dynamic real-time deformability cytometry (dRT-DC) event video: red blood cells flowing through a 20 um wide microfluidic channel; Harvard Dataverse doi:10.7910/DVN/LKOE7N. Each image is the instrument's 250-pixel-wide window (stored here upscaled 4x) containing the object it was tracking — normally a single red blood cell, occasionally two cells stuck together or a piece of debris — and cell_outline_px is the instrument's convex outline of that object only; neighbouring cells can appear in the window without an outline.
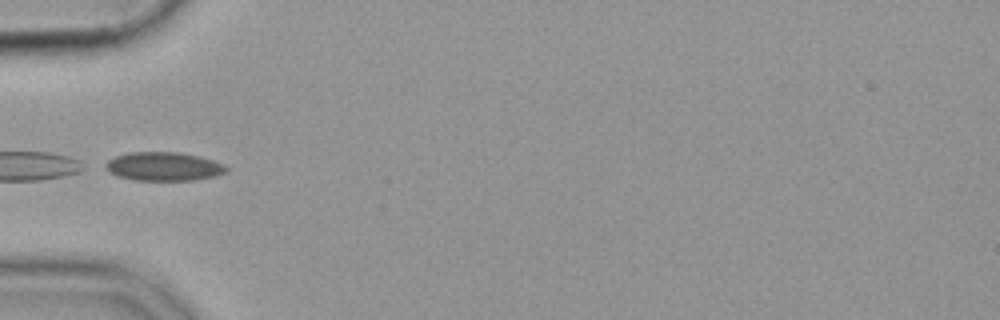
{"species": "common noctule bat (a hibernating species)", "species_latin": "Nyctalus noctula", "temperature_condition": "cold", "stored_images_in_passage": 32, "camera_frame_rate_fps": 3000, "um_per_image_px": 0.085, "animal": {"sex": "female", "body_mass_g": 19.9}, "frame": {"image": 1, "passage_image": 1, "time_ms": 0.0, "image_size_px": [1000, 320], "cell_outline_px": [[228, 172], [216, 176], [192, 180], [136, 180], [116, 176], [100, 168], [100, 164], [116, 156], [128, 152], [180, 152], [200, 156], [224, 164], [228, 168]], "centroid_in_image_um": [13.84, 14.14], "position_along_channel_um": 71.2, "area_um2": 20.63}}